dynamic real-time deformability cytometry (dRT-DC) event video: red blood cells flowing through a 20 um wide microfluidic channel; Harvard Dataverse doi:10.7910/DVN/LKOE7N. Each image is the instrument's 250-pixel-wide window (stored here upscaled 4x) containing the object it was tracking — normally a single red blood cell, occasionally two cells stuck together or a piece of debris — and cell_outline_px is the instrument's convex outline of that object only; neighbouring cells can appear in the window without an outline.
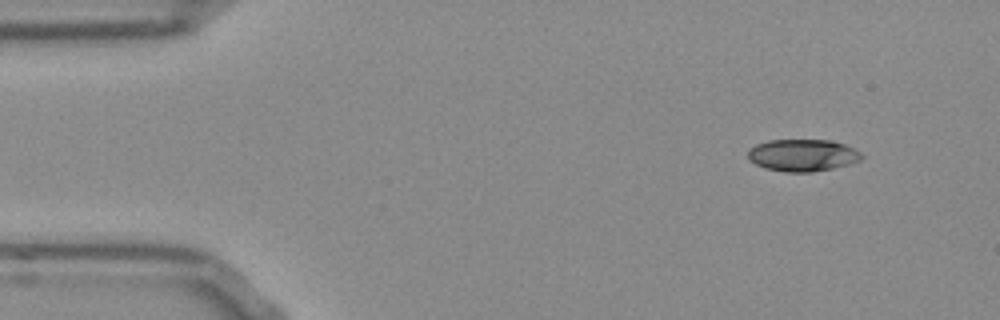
{"species": "Egyptian fruit bat (a non-hibernating species)", "species_latin": "Rousettus aegyptiacus", "temperature_condition": "room temperature", "stored_images_in_passage": 24, "camera_frame_rate_fps": 3000, "um_per_image_px": 0.085, "frame": {"image": 1, "passage_image": 1, "time_ms": 0.0, "image_size_px": [1000, 320], "cell_outline_px": [[864, 156], [860, 160], [848, 164], [832, 168], [812, 172], [784, 172], [764, 168], [756, 164], [748, 156], [748, 152], [756, 144], [768, 140], [832, 140], [844, 144], [860, 152]], "centroid_in_image_um": [68.23, 13.19], "position_along_channel_um": 16.8, "area_um2": 21.1}}
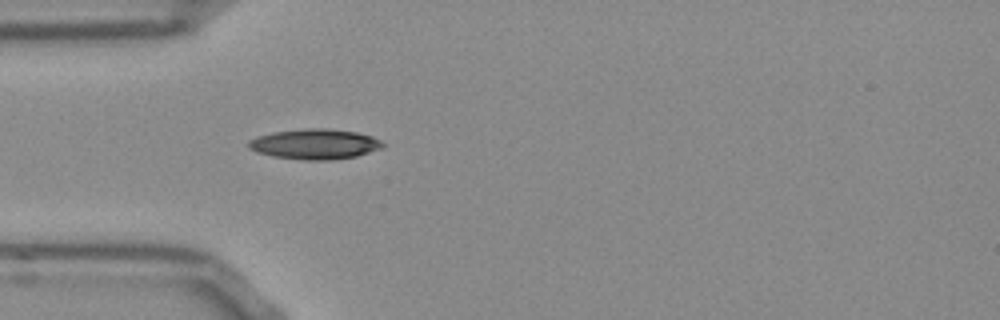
{"frame": {"image": 2, "passage_image": 11, "time_ms": 3.333, "image_size_px": [1000, 320], "cell_outline_px": [[384, 144], [380, 148], [356, 156], [336, 160], [304, 160], [272, 156], [256, 152], [248, 148], [248, 140], [256, 136], [272, 132], [304, 128], [328, 128], [356, 132], [372, 136], [380, 140]], "centroid_in_image_um": [26.71, 12.24], "position_along_channel_um": 58.3, "area_um2": 23.81}}
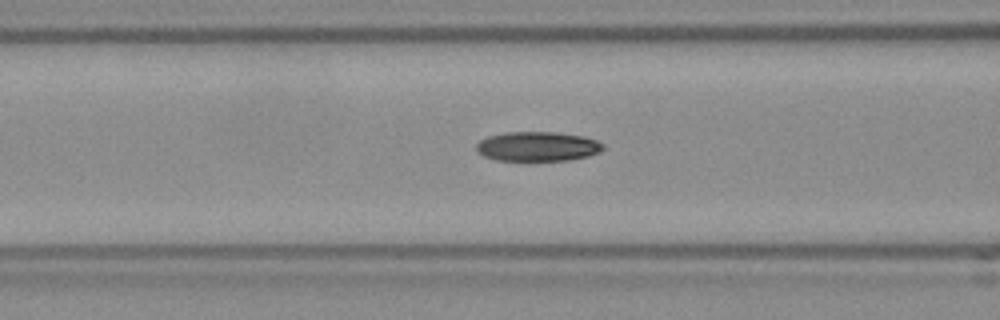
{"frame": {"image": 3, "passage_image": 16, "time_ms": 5.0, "image_size_px": [1000, 320], "cell_outline_px": [[604, 148], [600, 152], [588, 156], [568, 160], [496, 160], [484, 156], [476, 148], [476, 144], [480, 140], [488, 136], [504, 132], [556, 132], [584, 136], [596, 140], [604, 144]], "centroid_in_image_um": [45.71, 12.44], "position_along_channel_um": 120.9, "area_um2": 21.79}}